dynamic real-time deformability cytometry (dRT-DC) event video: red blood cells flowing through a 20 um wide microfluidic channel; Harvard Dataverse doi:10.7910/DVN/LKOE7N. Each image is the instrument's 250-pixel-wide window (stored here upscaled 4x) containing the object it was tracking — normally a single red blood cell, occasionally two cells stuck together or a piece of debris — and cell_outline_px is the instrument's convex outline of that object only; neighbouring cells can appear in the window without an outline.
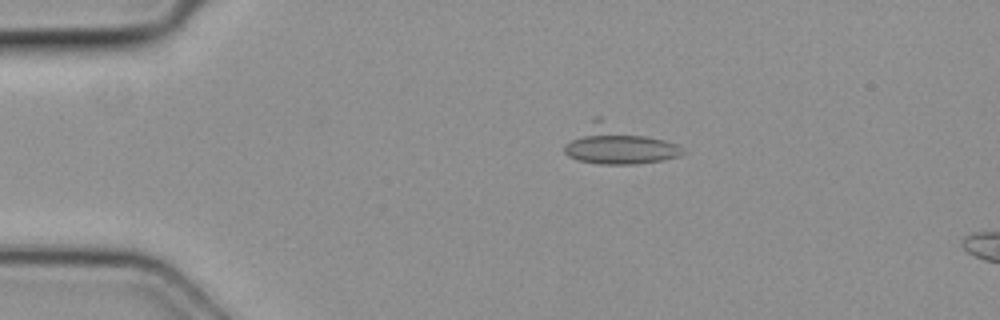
{"species": "common noctule bat (a hibernating species)", "species_latin": "Nyctalus noctula", "temperature_condition": "cold", "stored_images_in_passage": 2, "camera_frame_rate_fps": 3000, "um_per_image_px": 0.085, "animal": {"sex": "female", "body_mass_g": 19.3, "forearm_length_mm": 54.1}, "frame": {"image": 1, "passage_image": 1, "time_ms": 0.0, "image_size_px": [1000, 320], "cell_outline_px": [[688, 152], [680, 156], [660, 160], [636, 164], [600, 164], [576, 160], [568, 156], [564, 152], [564, 144], [596, 116], [600, 116], [676, 144]], "centroid_in_image_um": [52.54, 12.3], "position_along_channel_um": 32.5, "area_um2": 26.53}}